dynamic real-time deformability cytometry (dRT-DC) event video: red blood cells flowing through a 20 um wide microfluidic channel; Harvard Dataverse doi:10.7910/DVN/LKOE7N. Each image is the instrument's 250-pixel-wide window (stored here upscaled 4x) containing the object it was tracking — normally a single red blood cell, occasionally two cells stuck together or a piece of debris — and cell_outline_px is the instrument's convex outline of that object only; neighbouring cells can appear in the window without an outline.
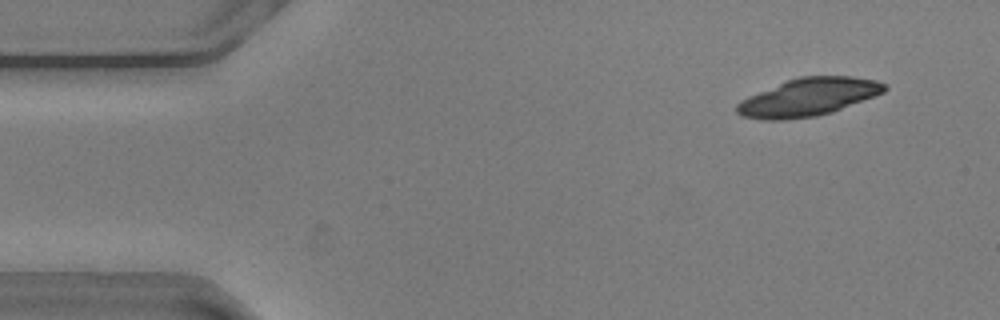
{"species": "common noctule bat (a hibernating species)", "species_latin": "Nyctalus noctula", "temperature_condition": "warm", "stored_images_in_passage": 9, "camera_frame_rate_fps": 3000, "um_per_image_px": 0.085, "animal": {"sex": "male", "body_mass_g": 20.5, "forearm_length_mm": 52.5}, "frame": {"image": 1, "passage_image": 5, "time_ms": 1.333, "image_size_px": [1000, 320], "cell_outline_px": [[888, 88], [884, 92], [832, 112], [816, 116], [780, 120], [764, 120], [744, 116], [736, 112], [736, 104], [740, 100], [748, 96], [788, 80], [800, 76], [852, 76], [876, 80], [888, 84]], "centroid_in_image_um": [68.72, 8.25], "position_along_channel_um": 16.3, "area_um2": 32.31}}